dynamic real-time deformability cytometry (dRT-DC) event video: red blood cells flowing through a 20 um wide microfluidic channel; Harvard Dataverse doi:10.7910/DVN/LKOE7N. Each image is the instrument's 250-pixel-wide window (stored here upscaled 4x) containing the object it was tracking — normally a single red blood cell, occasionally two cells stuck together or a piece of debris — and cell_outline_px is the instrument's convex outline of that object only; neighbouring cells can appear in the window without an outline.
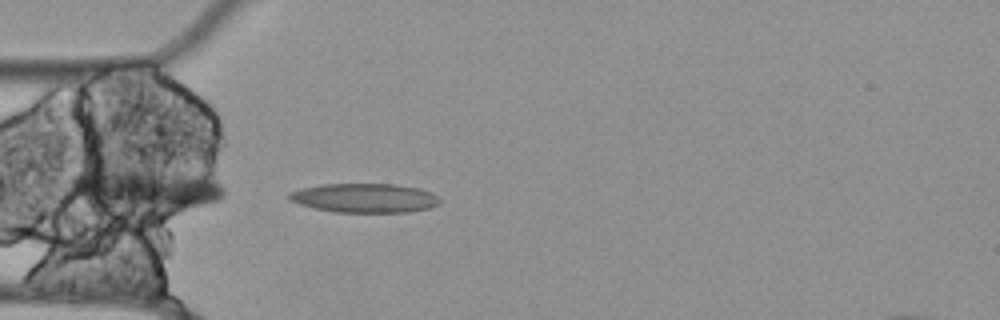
{"species": "Egyptian fruit bat (a non-hibernating species)", "species_latin": "Rousettus aegyptiacus", "temperature_condition": "cold", "stored_images_in_passage": 15, "camera_frame_rate_fps": 3000, "um_per_image_px": 0.085, "animal": {"sex": "female"}, "frame": {"image": 1, "passage_image": 15, "time_ms": 4.667, "image_size_px": [1000, 320], "cell_outline_px": [[440, 204], [428, 208], [408, 212], [336, 212], [316, 208], [300, 204], [292, 200], [288, 196], [288, 192], [300, 188], [324, 184], [396, 184], [420, 188], [432, 192], [440, 200]], "centroid_in_image_um": [31.02, 16.82], "position_along_channel_um": 54.0, "area_um2": 25.55}}